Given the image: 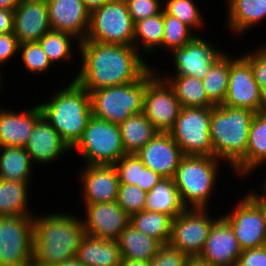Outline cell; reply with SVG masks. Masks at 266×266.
Listing matches in <instances>:
<instances>
[{
    "instance_id": "cell-1",
    "label": "cell",
    "mask_w": 266,
    "mask_h": 266,
    "mask_svg": "<svg viewBox=\"0 0 266 266\" xmlns=\"http://www.w3.org/2000/svg\"><path fill=\"white\" fill-rule=\"evenodd\" d=\"M77 49L81 66L72 79L88 93L135 82L151 68L134 46L81 41Z\"/></svg>"
},
{
    "instance_id": "cell-42",
    "label": "cell",
    "mask_w": 266,
    "mask_h": 266,
    "mask_svg": "<svg viewBox=\"0 0 266 266\" xmlns=\"http://www.w3.org/2000/svg\"><path fill=\"white\" fill-rule=\"evenodd\" d=\"M134 24L163 10L161 0H125Z\"/></svg>"
},
{
    "instance_id": "cell-36",
    "label": "cell",
    "mask_w": 266,
    "mask_h": 266,
    "mask_svg": "<svg viewBox=\"0 0 266 266\" xmlns=\"http://www.w3.org/2000/svg\"><path fill=\"white\" fill-rule=\"evenodd\" d=\"M77 41V45H79V41L77 38L72 36L71 34L60 32L56 30H49L45 33L38 42L40 43L43 51L48 56L51 64H55V62H70L73 57V42Z\"/></svg>"
},
{
    "instance_id": "cell-24",
    "label": "cell",
    "mask_w": 266,
    "mask_h": 266,
    "mask_svg": "<svg viewBox=\"0 0 266 266\" xmlns=\"http://www.w3.org/2000/svg\"><path fill=\"white\" fill-rule=\"evenodd\" d=\"M265 162L266 113L260 111L254 114L250 125L246 156L231 170L238 176L247 177Z\"/></svg>"
},
{
    "instance_id": "cell-25",
    "label": "cell",
    "mask_w": 266,
    "mask_h": 266,
    "mask_svg": "<svg viewBox=\"0 0 266 266\" xmlns=\"http://www.w3.org/2000/svg\"><path fill=\"white\" fill-rule=\"evenodd\" d=\"M85 266H120L121 252L118 241L84 235L76 257Z\"/></svg>"
},
{
    "instance_id": "cell-23",
    "label": "cell",
    "mask_w": 266,
    "mask_h": 266,
    "mask_svg": "<svg viewBox=\"0 0 266 266\" xmlns=\"http://www.w3.org/2000/svg\"><path fill=\"white\" fill-rule=\"evenodd\" d=\"M33 163L49 164L71 152L60 134L42 116L36 123L25 147ZM62 155V156H61Z\"/></svg>"
},
{
    "instance_id": "cell-12",
    "label": "cell",
    "mask_w": 266,
    "mask_h": 266,
    "mask_svg": "<svg viewBox=\"0 0 266 266\" xmlns=\"http://www.w3.org/2000/svg\"><path fill=\"white\" fill-rule=\"evenodd\" d=\"M207 209L186 208L172 219L169 244L188 257L199 256L212 225L217 219L209 216Z\"/></svg>"
},
{
    "instance_id": "cell-52",
    "label": "cell",
    "mask_w": 266,
    "mask_h": 266,
    "mask_svg": "<svg viewBox=\"0 0 266 266\" xmlns=\"http://www.w3.org/2000/svg\"><path fill=\"white\" fill-rule=\"evenodd\" d=\"M21 0H0V9L14 11Z\"/></svg>"
},
{
    "instance_id": "cell-35",
    "label": "cell",
    "mask_w": 266,
    "mask_h": 266,
    "mask_svg": "<svg viewBox=\"0 0 266 266\" xmlns=\"http://www.w3.org/2000/svg\"><path fill=\"white\" fill-rule=\"evenodd\" d=\"M230 73V56L224 54L202 79L208 99L216 106L223 104L227 91Z\"/></svg>"
},
{
    "instance_id": "cell-14",
    "label": "cell",
    "mask_w": 266,
    "mask_h": 266,
    "mask_svg": "<svg viewBox=\"0 0 266 266\" xmlns=\"http://www.w3.org/2000/svg\"><path fill=\"white\" fill-rule=\"evenodd\" d=\"M208 40L195 35L183 47L175 48L172 53L175 67L173 76H194L203 79L210 68L226 53Z\"/></svg>"
},
{
    "instance_id": "cell-30",
    "label": "cell",
    "mask_w": 266,
    "mask_h": 266,
    "mask_svg": "<svg viewBox=\"0 0 266 266\" xmlns=\"http://www.w3.org/2000/svg\"><path fill=\"white\" fill-rule=\"evenodd\" d=\"M32 161L23 147H0V178L6 181L31 182Z\"/></svg>"
},
{
    "instance_id": "cell-40",
    "label": "cell",
    "mask_w": 266,
    "mask_h": 266,
    "mask_svg": "<svg viewBox=\"0 0 266 266\" xmlns=\"http://www.w3.org/2000/svg\"><path fill=\"white\" fill-rule=\"evenodd\" d=\"M147 193L135 184H119L117 204L129 215L144 210Z\"/></svg>"
},
{
    "instance_id": "cell-51",
    "label": "cell",
    "mask_w": 266,
    "mask_h": 266,
    "mask_svg": "<svg viewBox=\"0 0 266 266\" xmlns=\"http://www.w3.org/2000/svg\"><path fill=\"white\" fill-rule=\"evenodd\" d=\"M86 8L91 12L94 9L101 7L103 4L110 0H82Z\"/></svg>"
},
{
    "instance_id": "cell-19",
    "label": "cell",
    "mask_w": 266,
    "mask_h": 266,
    "mask_svg": "<svg viewBox=\"0 0 266 266\" xmlns=\"http://www.w3.org/2000/svg\"><path fill=\"white\" fill-rule=\"evenodd\" d=\"M52 30L71 34L79 42L86 39L90 11L82 0H46Z\"/></svg>"
},
{
    "instance_id": "cell-54",
    "label": "cell",
    "mask_w": 266,
    "mask_h": 266,
    "mask_svg": "<svg viewBox=\"0 0 266 266\" xmlns=\"http://www.w3.org/2000/svg\"><path fill=\"white\" fill-rule=\"evenodd\" d=\"M261 112L266 113V84L260 87Z\"/></svg>"
},
{
    "instance_id": "cell-49",
    "label": "cell",
    "mask_w": 266,
    "mask_h": 266,
    "mask_svg": "<svg viewBox=\"0 0 266 266\" xmlns=\"http://www.w3.org/2000/svg\"><path fill=\"white\" fill-rule=\"evenodd\" d=\"M256 193L257 192L253 190L246 195L260 208L266 226V194L263 192H261L262 194Z\"/></svg>"
},
{
    "instance_id": "cell-58",
    "label": "cell",
    "mask_w": 266,
    "mask_h": 266,
    "mask_svg": "<svg viewBox=\"0 0 266 266\" xmlns=\"http://www.w3.org/2000/svg\"><path fill=\"white\" fill-rule=\"evenodd\" d=\"M231 266H242V265H240L238 262H235V263L232 264Z\"/></svg>"
},
{
    "instance_id": "cell-9",
    "label": "cell",
    "mask_w": 266,
    "mask_h": 266,
    "mask_svg": "<svg viewBox=\"0 0 266 266\" xmlns=\"http://www.w3.org/2000/svg\"><path fill=\"white\" fill-rule=\"evenodd\" d=\"M211 107H181L169 134L184 155L213 156Z\"/></svg>"
},
{
    "instance_id": "cell-53",
    "label": "cell",
    "mask_w": 266,
    "mask_h": 266,
    "mask_svg": "<svg viewBox=\"0 0 266 266\" xmlns=\"http://www.w3.org/2000/svg\"><path fill=\"white\" fill-rule=\"evenodd\" d=\"M120 266H150V261L122 259Z\"/></svg>"
},
{
    "instance_id": "cell-45",
    "label": "cell",
    "mask_w": 266,
    "mask_h": 266,
    "mask_svg": "<svg viewBox=\"0 0 266 266\" xmlns=\"http://www.w3.org/2000/svg\"><path fill=\"white\" fill-rule=\"evenodd\" d=\"M19 52V42L14 32L0 34V68ZM15 55V56H14Z\"/></svg>"
},
{
    "instance_id": "cell-27",
    "label": "cell",
    "mask_w": 266,
    "mask_h": 266,
    "mask_svg": "<svg viewBox=\"0 0 266 266\" xmlns=\"http://www.w3.org/2000/svg\"><path fill=\"white\" fill-rule=\"evenodd\" d=\"M185 209L173 178H161L147 193L144 210L164 213L174 219Z\"/></svg>"
},
{
    "instance_id": "cell-17",
    "label": "cell",
    "mask_w": 266,
    "mask_h": 266,
    "mask_svg": "<svg viewBox=\"0 0 266 266\" xmlns=\"http://www.w3.org/2000/svg\"><path fill=\"white\" fill-rule=\"evenodd\" d=\"M84 204L116 202L119 177L114 165H85L78 174Z\"/></svg>"
},
{
    "instance_id": "cell-46",
    "label": "cell",
    "mask_w": 266,
    "mask_h": 266,
    "mask_svg": "<svg viewBox=\"0 0 266 266\" xmlns=\"http://www.w3.org/2000/svg\"><path fill=\"white\" fill-rule=\"evenodd\" d=\"M238 263L242 266H266V246L242 250Z\"/></svg>"
},
{
    "instance_id": "cell-55",
    "label": "cell",
    "mask_w": 266,
    "mask_h": 266,
    "mask_svg": "<svg viewBox=\"0 0 266 266\" xmlns=\"http://www.w3.org/2000/svg\"><path fill=\"white\" fill-rule=\"evenodd\" d=\"M55 266H85L81 262H79L76 258L69 260V261H63Z\"/></svg>"
},
{
    "instance_id": "cell-15",
    "label": "cell",
    "mask_w": 266,
    "mask_h": 266,
    "mask_svg": "<svg viewBox=\"0 0 266 266\" xmlns=\"http://www.w3.org/2000/svg\"><path fill=\"white\" fill-rule=\"evenodd\" d=\"M222 105L261 111L260 87L250 64L240 55L231 57L228 91Z\"/></svg>"
},
{
    "instance_id": "cell-2",
    "label": "cell",
    "mask_w": 266,
    "mask_h": 266,
    "mask_svg": "<svg viewBox=\"0 0 266 266\" xmlns=\"http://www.w3.org/2000/svg\"><path fill=\"white\" fill-rule=\"evenodd\" d=\"M32 266H55L75 259L85 235L81 218L71 213L34 215Z\"/></svg>"
},
{
    "instance_id": "cell-57",
    "label": "cell",
    "mask_w": 266,
    "mask_h": 266,
    "mask_svg": "<svg viewBox=\"0 0 266 266\" xmlns=\"http://www.w3.org/2000/svg\"><path fill=\"white\" fill-rule=\"evenodd\" d=\"M0 70H1V69H0ZM2 77H3V76H2V74H1V72H0V90L2 89V88H1V85H2V82H1V81H2ZM0 92H1V91H0Z\"/></svg>"
},
{
    "instance_id": "cell-20",
    "label": "cell",
    "mask_w": 266,
    "mask_h": 266,
    "mask_svg": "<svg viewBox=\"0 0 266 266\" xmlns=\"http://www.w3.org/2000/svg\"><path fill=\"white\" fill-rule=\"evenodd\" d=\"M51 30L46 0H21L14 10L13 32L19 44L38 41Z\"/></svg>"
},
{
    "instance_id": "cell-41",
    "label": "cell",
    "mask_w": 266,
    "mask_h": 266,
    "mask_svg": "<svg viewBox=\"0 0 266 266\" xmlns=\"http://www.w3.org/2000/svg\"><path fill=\"white\" fill-rule=\"evenodd\" d=\"M114 166L120 184L140 185L141 170L146 166L136 154H125Z\"/></svg>"
},
{
    "instance_id": "cell-16",
    "label": "cell",
    "mask_w": 266,
    "mask_h": 266,
    "mask_svg": "<svg viewBox=\"0 0 266 266\" xmlns=\"http://www.w3.org/2000/svg\"><path fill=\"white\" fill-rule=\"evenodd\" d=\"M84 207L86 216L80 218L88 236L117 241L130 223V216L117 202L84 204Z\"/></svg>"
},
{
    "instance_id": "cell-21",
    "label": "cell",
    "mask_w": 266,
    "mask_h": 266,
    "mask_svg": "<svg viewBox=\"0 0 266 266\" xmlns=\"http://www.w3.org/2000/svg\"><path fill=\"white\" fill-rule=\"evenodd\" d=\"M242 252L230 225L220 216L212 225L199 257L213 266H231Z\"/></svg>"
},
{
    "instance_id": "cell-13",
    "label": "cell",
    "mask_w": 266,
    "mask_h": 266,
    "mask_svg": "<svg viewBox=\"0 0 266 266\" xmlns=\"http://www.w3.org/2000/svg\"><path fill=\"white\" fill-rule=\"evenodd\" d=\"M221 215L232 228L242 250L266 246V226L260 208L247 196Z\"/></svg>"
},
{
    "instance_id": "cell-4",
    "label": "cell",
    "mask_w": 266,
    "mask_h": 266,
    "mask_svg": "<svg viewBox=\"0 0 266 266\" xmlns=\"http://www.w3.org/2000/svg\"><path fill=\"white\" fill-rule=\"evenodd\" d=\"M254 112L248 108L216 105L211 107L210 138L213 157L234 168L245 156Z\"/></svg>"
},
{
    "instance_id": "cell-50",
    "label": "cell",
    "mask_w": 266,
    "mask_h": 266,
    "mask_svg": "<svg viewBox=\"0 0 266 266\" xmlns=\"http://www.w3.org/2000/svg\"><path fill=\"white\" fill-rule=\"evenodd\" d=\"M185 266H213L210 262L203 260L199 256L188 257Z\"/></svg>"
},
{
    "instance_id": "cell-32",
    "label": "cell",
    "mask_w": 266,
    "mask_h": 266,
    "mask_svg": "<svg viewBox=\"0 0 266 266\" xmlns=\"http://www.w3.org/2000/svg\"><path fill=\"white\" fill-rule=\"evenodd\" d=\"M31 182L6 181L0 178V216H34L28 208Z\"/></svg>"
},
{
    "instance_id": "cell-18",
    "label": "cell",
    "mask_w": 266,
    "mask_h": 266,
    "mask_svg": "<svg viewBox=\"0 0 266 266\" xmlns=\"http://www.w3.org/2000/svg\"><path fill=\"white\" fill-rule=\"evenodd\" d=\"M136 155L163 178H173L184 156L169 133L158 132Z\"/></svg>"
},
{
    "instance_id": "cell-28",
    "label": "cell",
    "mask_w": 266,
    "mask_h": 266,
    "mask_svg": "<svg viewBox=\"0 0 266 266\" xmlns=\"http://www.w3.org/2000/svg\"><path fill=\"white\" fill-rule=\"evenodd\" d=\"M122 259L151 261L162 243L136 230L130 223L118 238Z\"/></svg>"
},
{
    "instance_id": "cell-56",
    "label": "cell",
    "mask_w": 266,
    "mask_h": 266,
    "mask_svg": "<svg viewBox=\"0 0 266 266\" xmlns=\"http://www.w3.org/2000/svg\"><path fill=\"white\" fill-rule=\"evenodd\" d=\"M264 185L262 186V190H263V193L266 194V180H265V183H263Z\"/></svg>"
},
{
    "instance_id": "cell-7",
    "label": "cell",
    "mask_w": 266,
    "mask_h": 266,
    "mask_svg": "<svg viewBox=\"0 0 266 266\" xmlns=\"http://www.w3.org/2000/svg\"><path fill=\"white\" fill-rule=\"evenodd\" d=\"M73 151L82 155L85 165H114L125 155L119 125L92 115Z\"/></svg>"
},
{
    "instance_id": "cell-38",
    "label": "cell",
    "mask_w": 266,
    "mask_h": 266,
    "mask_svg": "<svg viewBox=\"0 0 266 266\" xmlns=\"http://www.w3.org/2000/svg\"><path fill=\"white\" fill-rule=\"evenodd\" d=\"M163 9L181 22L189 26L193 31L203 28L205 23L202 13L195 0H166Z\"/></svg>"
},
{
    "instance_id": "cell-33",
    "label": "cell",
    "mask_w": 266,
    "mask_h": 266,
    "mask_svg": "<svg viewBox=\"0 0 266 266\" xmlns=\"http://www.w3.org/2000/svg\"><path fill=\"white\" fill-rule=\"evenodd\" d=\"M163 32L164 9L154 16L147 17L135 23L133 46L139 53L141 52V46L143 53L145 52L147 55L151 54L157 47L161 48Z\"/></svg>"
},
{
    "instance_id": "cell-10",
    "label": "cell",
    "mask_w": 266,
    "mask_h": 266,
    "mask_svg": "<svg viewBox=\"0 0 266 266\" xmlns=\"http://www.w3.org/2000/svg\"><path fill=\"white\" fill-rule=\"evenodd\" d=\"M33 216H0V266H32Z\"/></svg>"
},
{
    "instance_id": "cell-6",
    "label": "cell",
    "mask_w": 266,
    "mask_h": 266,
    "mask_svg": "<svg viewBox=\"0 0 266 266\" xmlns=\"http://www.w3.org/2000/svg\"><path fill=\"white\" fill-rule=\"evenodd\" d=\"M146 73L137 81L90 92L92 115L113 124L143 112Z\"/></svg>"
},
{
    "instance_id": "cell-43",
    "label": "cell",
    "mask_w": 266,
    "mask_h": 266,
    "mask_svg": "<svg viewBox=\"0 0 266 266\" xmlns=\"http://www.w3.org/2000/svg\"><path fill=\"white\" fill-rule=\"evenodd\" d=\"M188 256L169 243L162 244L150 261V266H185Z\"/></svg>"
},
{
    "instance_id": "cell-34",
    "label": "cell",
    "mask_w": 266,
    "mask_h": 266,
    "mask_svg": "<svg viewBox=\"0 0 266 266\" xmlns=\"http://www.w3.org/2000/svg\"><path fill=\"white\" fill-rule=\"evenodd\" d=\"M130 224L136 230L159 240L162 244L169 243L172 218L167 214L143 210L130 216Z\"/></svg>"
},
{
    "instance_id": "cell-29",
    "label": "cell",
    "mask_w": 266,
    "mask_h": 266,
    "mask_svg": "<svg viewBox=\"0 0 266 266\" xmlns=\"http://www.w3.org/2000/svg\"><path fill=\"white\" fill-rule=\"evenodd\" d=\"M119 128L125 154L138 153L158 133L143 112L131 115Z\"/></svg>"
},
{
    "instance_id": "cell-5",
    "label": "cell",
    "mask_w": 266,
    "mask_h": 266,
    "mask_svg": "<svg viewBox=\"0 0 266 266\" xmlns=\"http://www.w3.org/2000/svg\"><path fill=\"white\" fill-rule=\"evenodd\" d=\"M221 160L213 156L184 155L173 177L186 208L208 209Z\"/></svg>"
},
{
    "instance_id": "cell-26",
    "label": "cell",
    "mask_w": 266,
    "mask_h": 266,
    "mask_svg": "<svg viewBox=\"0 0 266 266\" xmlns=\"http://www.w3.org/2000/svg\"><path fill=\"white\" fill-rule=\"evenodd\" d=\"M227 7V26L235 35L266 18V0H227Z\"/></svg>"
},
{
    "instance_id": "cell-44",
    "label": "cell",
    "mask_w": 266,
    "mask_h": 266,
    "mask_svg": "<svg viewBox=\"0 0 266 266\" xmlns=\"http://www.w3.org/2000/svg\"><path fill=\"white\" fill-rule=\"evenodd\" d=\"M251 66L254 79L259 87L266 84V46L265 44L260 49L246 52L241 55Z\"/></svg>"
},
{
    "instance_id": "cell-8",
    "label": "cell",
    "mask_w": 266,
    "mask_h": 266,
    "mask_svg": "<svg viewBox=\"0 0 266 266\" xmlns=\"http://www.w3.org/2000/svg\"><path fill=\"white\" fill-rule=\"evenodd\" d=\"M134 22L125 0H110L90 12L84 41L133 46Z\"/></svg>"
},
{
    "instance_id": "cell-37",
    "label": "cell",
    "mask_w": 266,
    "mask_h": 266,
    "mask_svg": "<svg viewBox=\"0 0 266 266\" xmlns=\"http://www.w3.org/2000/svg\"><path fill=\"white\" fill-rule=\"evenodd\" d=\"M195 35L189 26L164 10V32L161 48L171 52L175 48L183 47Z\"/></svg>"
},
{
    "instance_id": "cell-39",
    "label": "cell",
    "mask_w": 266,
    "mask_h": 266,
    "mask_svg": "<svg viewBox=\"0 0 266 266\" xmlns=\"http://www.w3.org/2000/svg\"><path fill=\"white\" fill-rule=\"evenodd\" d=\"M23 62V66L30 73H38L41 75L43 72L50 70L52 66L48 56L43 51L38 41L24 42L19 44V52Z\"/></svg>"
},
{
    "instance_id": "cell-22",
    "label": "cell",
    "mask_w": 266,
    "mask_h": 266,
    "mask_svg": "<svg viewBox=\"0 0 266 266\" xmlns=\"http://www.w3.org/2000/svg\"><path fill=\"white\" fill-rule=\"evenodd\" d=\"M43 116L39 104L23 113L0 108V147L25 148L37 121Z\"/></svg>"
},
{
    "instance_id": "cell-31",
    "label": "cell",
    "mask_w": 266,
    "mask_h": 266,
    "mask_svg": "<svg viewBox=\"0 0 266 266\" xmlns=\"http://www.w3.org/2000/svg\"><path fill=\"white\" fill-rule=\"evenodd\" d=\"M173 88L181 107H213L215 106L207 97L202 79L194 76L160 75Z\"/></svg>"
},
{
    "instance_id": "cell-47",
    "label": "cell",
    "mask_w": 266,
    "mask_h": 266,
    "mask_svg": "<svg viewBox=\"0 0 266 266\" xmlns=\"http://www.w3.org/2000/svg\"><path fill=\"white\" fill-rule=\"evenodd\" d=\"M163 177L154 172L152 169L145 167L141 170L140 185H137L144 192L148 193Z\"/></svg>"
},
{
    "instance_id": "cell-48",
    "label": "cell",
    "mask_w": 266,
    "mask_h": 266,
    "mask_svg": "<svg viewBox=\"0 0 266 266\" xmlns=\"http://www.w3.org/2000/svg\"><path fill=\"white\" fill-rule=\"evenodd\" d=\"M14 11L0 9V34L13 32Z\"/></svg>"
},
{
    "instance_id": "cell-11",
    "label": "cell",
    "mask_w": 266,
    "mask_h": 266,
    "mask_svg": "<svg viewBox=\"0 0 266 266\" xmlns=\"http://www.w3.org/2000/svg\"><path fill=\"white\" fill-rule=\"evenodd\" d=\"M181 105L173 88L154 68L146 72L143 113L158 132L169 133L178 118Z\"/></svg>"
},
{
    "instance_id": "cell-3",
    "label": "cell",
    "mask_w": 266,
    "mask_h": 266,
    "mask_svg": "<svg viewBox=\"0 0 266 266\" xmlns=\"http://www.w3.org/2000/svg\"><path fill=\"white\" fill-rule=\"evenodd\" d=\"M39 105L45 119L72 150L92 116L90 93L72 79L66 87L53 93L49 102Z\"/></svg>"
}]
</instances>
